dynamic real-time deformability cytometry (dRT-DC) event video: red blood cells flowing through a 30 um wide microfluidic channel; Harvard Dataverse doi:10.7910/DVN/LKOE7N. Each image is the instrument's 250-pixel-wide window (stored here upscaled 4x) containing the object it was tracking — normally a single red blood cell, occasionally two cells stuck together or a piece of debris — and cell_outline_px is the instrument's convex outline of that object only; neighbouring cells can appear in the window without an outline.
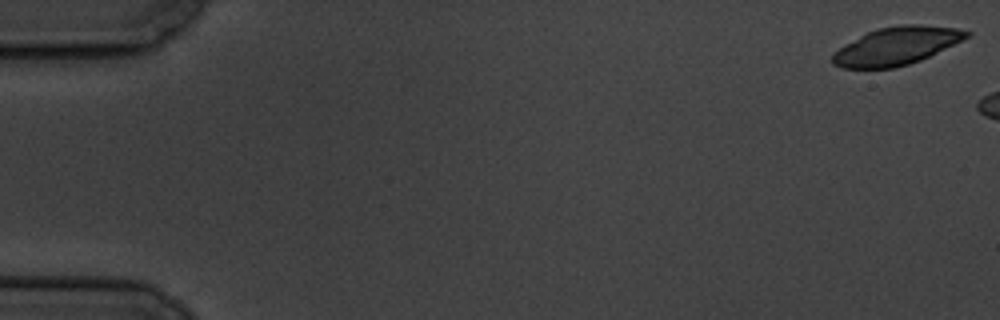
{"species": "common noctule bat (a hibernating species)", "species_latin": "Nyctalus noctula", "temperature_condition": "cold", "stored_images_in_passage": 4, "camera_frame_rate_fps": 3000, "um_per_image_px": 0.085, "animal": {"sex": "male", "body_mass_g": 19.5, "forearm_length_mm": 54.6}, "frame": {"image": 1, "passage_image": 1, "time_ms": 0.0, "image_size_px": [1000, 320], "cell_outline_px": [[972, 32], [968, 36], [920, 60], [908, 64], [892, 68], [840, 68], [832, 64], [832, 52], [844, 44], [868, 32], [880, 28], [900, 24], [920, 24], [956, 28]], "centroid_in_image_um": [76.13, 3.91], "position_along_channel_um": 8.9, "area_um2": 29.19}}